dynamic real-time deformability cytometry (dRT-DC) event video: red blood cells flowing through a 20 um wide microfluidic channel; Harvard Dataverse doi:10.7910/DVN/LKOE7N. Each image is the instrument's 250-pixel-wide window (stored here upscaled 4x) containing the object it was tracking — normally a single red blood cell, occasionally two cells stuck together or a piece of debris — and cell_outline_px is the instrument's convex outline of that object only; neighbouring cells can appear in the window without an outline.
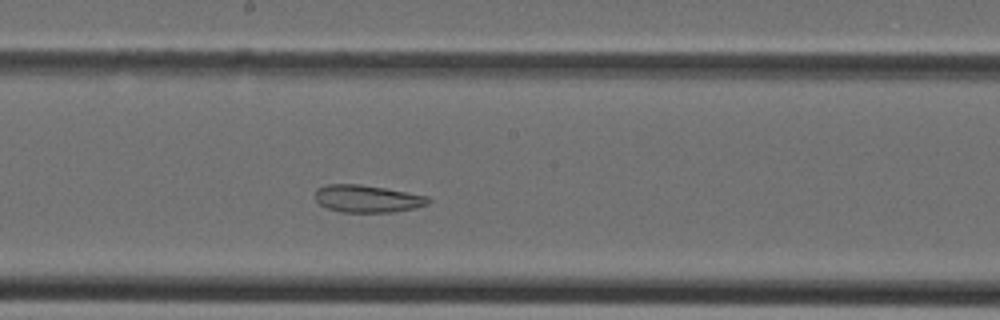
{"species": "Egyptian fruit bat (a non-hibernating species)", "species_latin": "Rousettus aegyptiacus", "temperature_condition": "cold", "stored_images_in_passage": 33, "camera_frame_rate_fps": 3000, "um_per_image_px": 0.085, "animal": {"sex": "female"}, "frame": {"image": 1, "passage_image": 15, "time_ms": 4.667, "image_size_px": [1000, 320], "cell_outline_px": [[432, 200], [428, 204], [416, 208], [392, 212], [340, 212], [328, 208], [320, 204], [316, 200], [316, 188], [328, 184], [360, 184], [384, 188], [428, 196]], "centroid_in_image_um": [31.24, 16.89], "position_along_channel_um": 217.0, "area_um2": 18.03}}
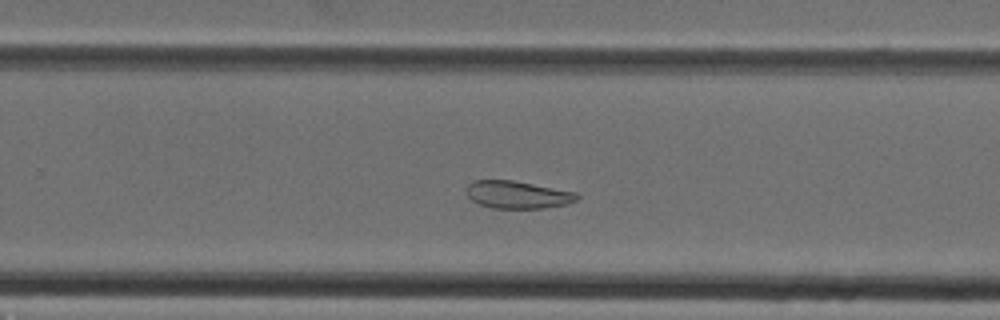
{"frame": {"image": 2, "passage_image": 19, "time_ms": 6.0, "image_size_px": [1000, 320], "cell_outline_px": [[580, 196], [576, 200], [568, 204], [544, 208], [492, 208], [480, 204], [472, 200], [468, 196], [468, 184], [472, 180], [512, 180], [576, 192]], "centroid_in_image_um": [44.01, 16.55], "position_along_channel_um": 285.8, "area_um2": 17.63}}
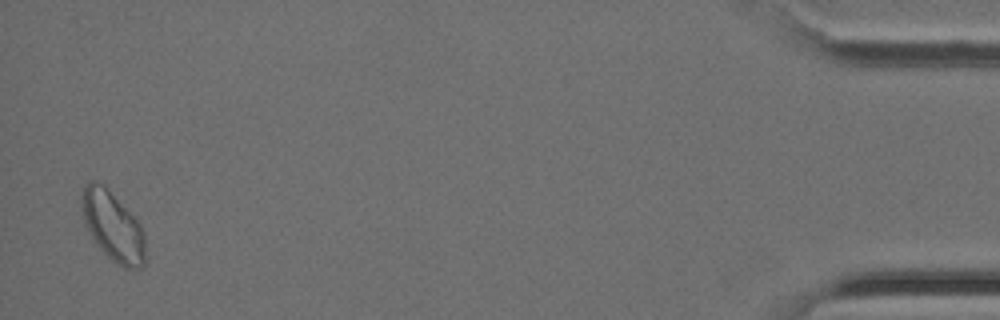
{"frame": {"image": 3, "passage_image": 32, "time_ms": 10.333, "image_size_px": [1000, 320], "cell_outline_px": [[144, 264], [140, 268], [124, 268], [116, 264], [100, 248], [84, 224], [80, 208], [80, 196], [84, 184], [88, 180], [92, 180], [100, 184], [140, 224], [144, 232]], "centroid_in_image_um": [9.54, 19.25], "position_along_channel_um": 425.7, "area_um2": 25.14}}